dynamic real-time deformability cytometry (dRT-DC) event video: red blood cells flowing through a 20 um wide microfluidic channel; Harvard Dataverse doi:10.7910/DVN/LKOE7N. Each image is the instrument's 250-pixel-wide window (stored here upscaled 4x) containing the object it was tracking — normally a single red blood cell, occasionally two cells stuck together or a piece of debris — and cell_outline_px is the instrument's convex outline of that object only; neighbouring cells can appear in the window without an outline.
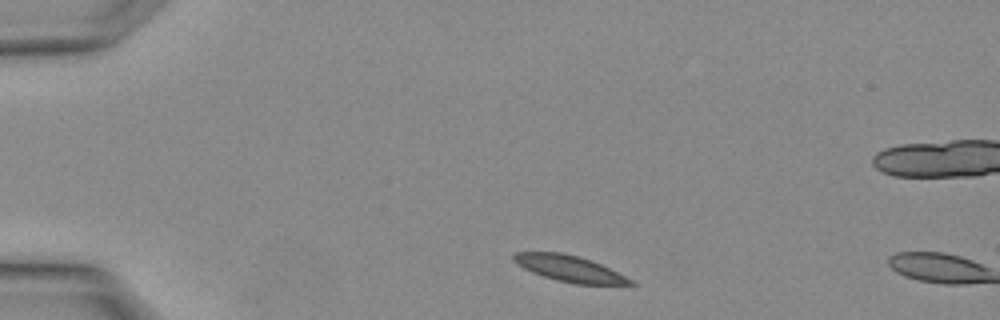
{"species": "Egyptian fruit bat (a non-hibernating species)", "species_latin": "Rousettus aegyptiacus", "temperature_condition": "warm", "stored_images_in_passage": 5, "segment_of_instrument_passage": [2, 2], "camera_frame_rate_fps": 3000, "um_per_image_px": 0.085, "animal": {"sex": "female"}, "frame": {"image": 1, "passage_image": 5, "time_ms": 1.333, "image_size_px": [1000, 320], "cell_outline_px": [[636, 284], [572, 284], [556, 280], [532, 272], [516, 264], [512, 260], [512, 256], [516, 252], [560, 252], [580, 256], [592, 260], [632, 280]], "centroid_in_image_um": [48.34, 22.81], "position_along_channel_um": 36.7, "area_um2": 17.63}}